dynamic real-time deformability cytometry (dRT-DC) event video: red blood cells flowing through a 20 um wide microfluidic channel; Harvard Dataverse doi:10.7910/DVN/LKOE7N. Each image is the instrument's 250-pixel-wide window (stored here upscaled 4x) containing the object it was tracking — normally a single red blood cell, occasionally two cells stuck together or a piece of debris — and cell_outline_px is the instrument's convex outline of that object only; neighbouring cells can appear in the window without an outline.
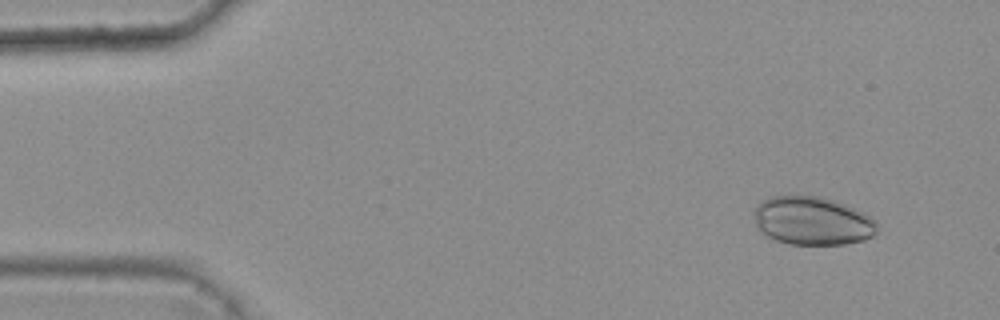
{"species": "common noctule bat (a hibernating species)", "species_latin": "Nyctalus noctula", "temperature_condition": "warm", "stored_images_in_passage": 5, "camera_frame_rate_fps": 3000, "um_per_image_px": 0.085, "animal": {"sex": "female", "body_mass_g": 25.1}, "frame": {"image": 1, "passage_image": 2, "time_ms": 0.333, "image_size_px": [1000, 320], "cell_outline_px": [[876, 236], [864, 240], [844, 244], [788, 244], [764, 236], [756, 228], [756, 204], [772, 196], [820, 196], [836, 200], [864, 212], [876, 220]], "centroid_in_image_um": [69.07, 18.78], "position_along_channel_um": 15.9, "area_um2": 34.97}}